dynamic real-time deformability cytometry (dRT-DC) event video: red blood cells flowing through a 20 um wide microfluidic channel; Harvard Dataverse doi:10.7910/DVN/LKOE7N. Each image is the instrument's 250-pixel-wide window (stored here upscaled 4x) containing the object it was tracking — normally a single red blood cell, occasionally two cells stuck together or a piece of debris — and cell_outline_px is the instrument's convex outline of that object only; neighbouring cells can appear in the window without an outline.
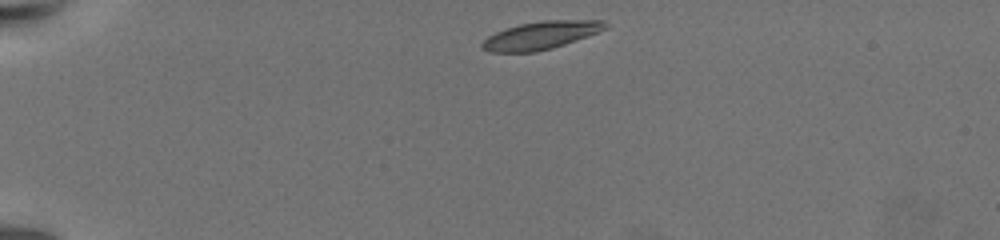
{"species": "common noctule bat (a hibernating species)", "species_latin": "Nyctalus noctula", "temperature_condition": "warm", "stored_images_in_passage": 6, "camera_frame_rate_fps": 3000, "um_per_image_px": 0.085, "animal": {"sex": "female", "body_mass_g": 19.5, "forearm_length_mm": 54.1}, "frame": {"image": 1, "passage_image": 1, "time_ms": 0.0, "image_size_px": [1000, 240], "cell_outline_px": [[608, 28], [600, 32], [552, 48], [536, 52], [488, 52], [480, 48], [480, 44], [488, 36], [496, 32], [520, 24], [544, 20], [604, 20], [608, 24]], "centroid_in_image_um": [45.99, 3.0], "position_along_channel_um": 39.0, "area_um2": 20.06}}
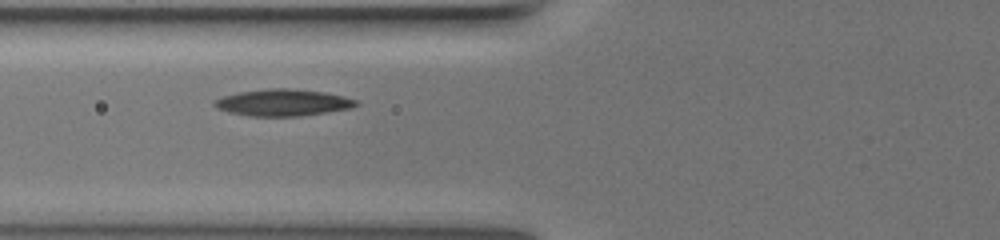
{"frame": {"image": 2, "passage_image": 5, "time_ms": 4.0, "image_size_px": [1000, 240], "cell_outline_px": [[360, 104], [352, 108], [300, 116], [248, 116], [228, 112], [216, 108], [212, 104], [216, 100], [224, 96], [240, 92], [268, 88], [288, 88], [324, 92], [344, 96], [356, 100]], "centroid_in_image_um": [24.06, 8.72], "position_along_channel_um": 101.7, "area_um2": 22.02}}
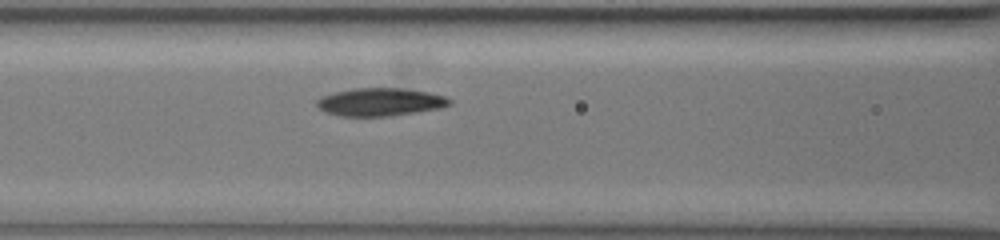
{"frame": {"image": 3, "passage_image": 6, "time_ms": 5.0, "image_size_px": [1000, 240], "cell_outline_px": [[452, 104], [440, 108], [392, 116], [340, 116], [324, 112], [316, 104], [316, 100], [320, 96], [336, 92], [356, 88], [400, 88], [428, 92], [444, 96], [452, 100]], "centroid_in_image_um": [32.31, 8.67], "position_along_channel_um": 134.3, "area_um2": 21.62}}